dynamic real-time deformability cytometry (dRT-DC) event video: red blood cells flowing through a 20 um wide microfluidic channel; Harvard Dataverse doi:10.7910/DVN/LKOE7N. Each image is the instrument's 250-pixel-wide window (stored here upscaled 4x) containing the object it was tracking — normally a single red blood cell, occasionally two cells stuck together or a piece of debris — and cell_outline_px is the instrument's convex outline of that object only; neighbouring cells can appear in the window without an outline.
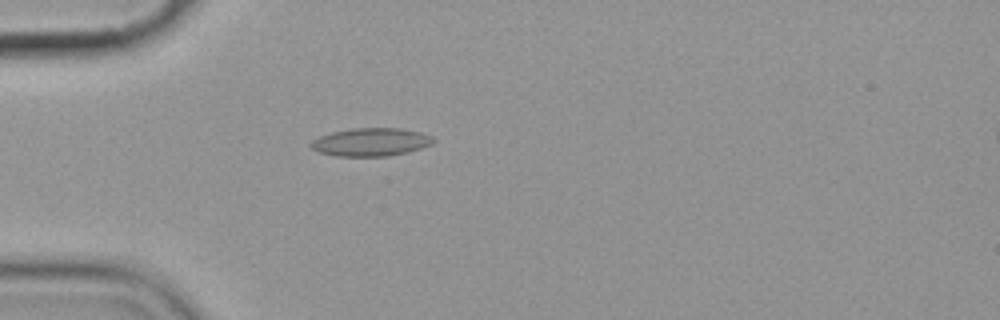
{"species": "common noctule bat (a hibernating species)", "species_latin": "Nyctalus noctula", "temperature_condition": "cold", "stored_images_in_passage": 2, "camera_frame_rate_fps": 3000, "um_per_image_px": 0.085, "animal": {"sex": "female", "body_mass_g": 19.9}, "frame": {"image": 1, "passage_image": 2, "time_ms": 1.0, "image_size_px": [1000, 320], "cell_outline_px": [[436, 140], [432, 144], [408, 152], [388, 156], [336, 156], [316, 152], [308, 144], [312, 140], [320, 136], [332, 132], [352, 128], [400, 128], [420, 132], [432, 136]], "centroid_in_image_um": [31.5, 12.08], "position_along_channel_um": 53.5, "area_um2": 20.17}}